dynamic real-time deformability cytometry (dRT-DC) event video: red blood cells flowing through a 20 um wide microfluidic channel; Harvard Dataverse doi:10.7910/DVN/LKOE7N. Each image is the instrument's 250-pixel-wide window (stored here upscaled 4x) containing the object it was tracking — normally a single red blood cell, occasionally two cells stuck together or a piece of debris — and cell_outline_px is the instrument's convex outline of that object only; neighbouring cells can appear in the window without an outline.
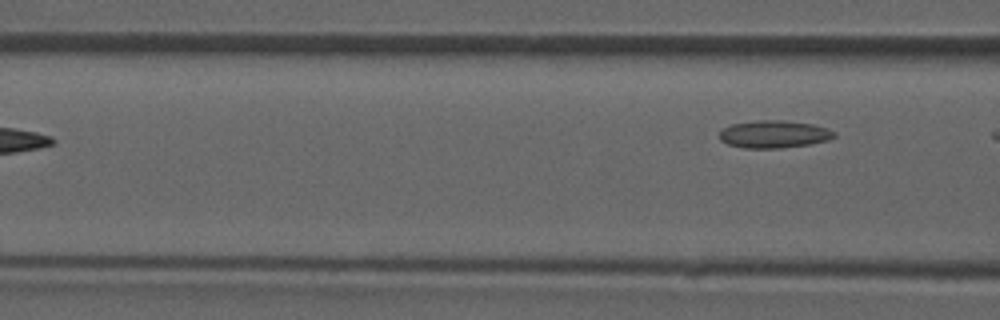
{"species": "common noctule bat (a hibernating species)", "species_latin": "Nyctalus noctula", "temperature_condition": "room temperature", "stored_images_in_passage": 7, "camera_frame_rate_fps": 3000, "um_per_image_px": 0.085, "animal": {"sex": "male", "forearm_length_mm": 52.5}, "frame": {"image": 1, "passage_image": 7, "time_ms": 7.0, "image_size_px": [1000, 320], "cell_outline_px": [[836, 136], [828, 140], [808, 144], [780, 148], [744, 148], [728, 144], [720, 140], [720, 132], [724, 128], [732, 124], [756, 120], [784, 120], [812, 124], [828, 128], [836, 132]], "centroid_in_image_um": [65.8, 11.4], "position_along_channel_um": 100.8, "area_um2": 18.38}}